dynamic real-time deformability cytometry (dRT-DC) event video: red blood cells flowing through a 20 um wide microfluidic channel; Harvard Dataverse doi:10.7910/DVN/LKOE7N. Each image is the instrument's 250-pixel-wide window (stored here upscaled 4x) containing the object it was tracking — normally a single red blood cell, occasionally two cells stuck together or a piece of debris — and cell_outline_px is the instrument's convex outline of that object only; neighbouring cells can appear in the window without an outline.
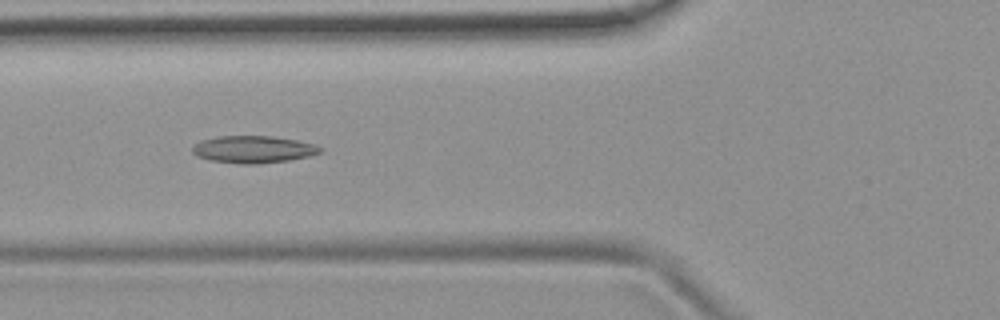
{"species": "common noctule bat (a hibernating species)", "species_latin": "Nyctalus noctula", "temperature_condition": "room temperature", "stored_images_in_passage": 53, "camera_frame_rate_fps": 3000, "um_per_image_px": 0.085, "animal": {"sex": "female", "body_mass_g": 19.9}, "frame": {"image": 1, "passage_image": 20, "time_ms": 6.333, "image_size_px": [1000, 320], "cell_outline_px": [[324, 152], [312, 156], [288, 160], [256, 164], [240, 164], [208, 160], [196, 156], [192, 152], [192, 148], [200, 140], [216, 136], [272, 136], [296, 140], [316, 144], [324, 148]], "centroid_in_image_um": [21.57, 12.7], "position_along_channel_um": 104.2, "area_um2": 20.58}}
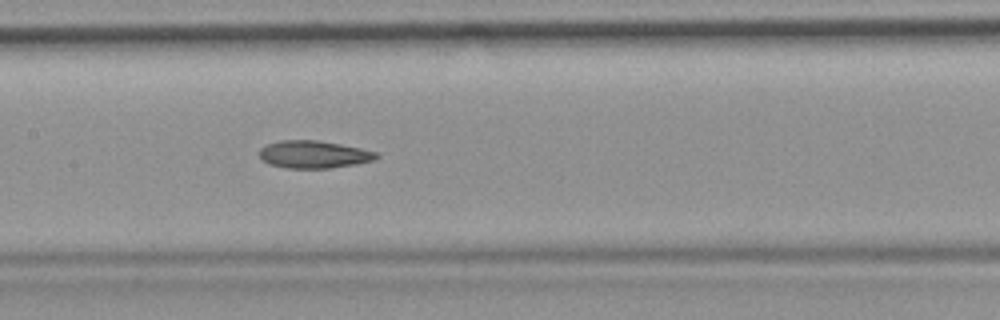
{"frame": {"image": 2, "passage_image": 26, "time_ms": 8.333, "image_size_px": [1000, 320], "cell_outline_px": [[380, 156], [372, 160], [356, 164], [328, 168], [284, 168], [268, 164], [260, 160], [260, 148], [268, 144], [280, 140], [316, 140], [340, 144], [360, 148], [376, 152]], "centroid_in_image_um": [26.62, 13.13], "position_along_channel_um": 180.8, "area_um2": 18.73}}
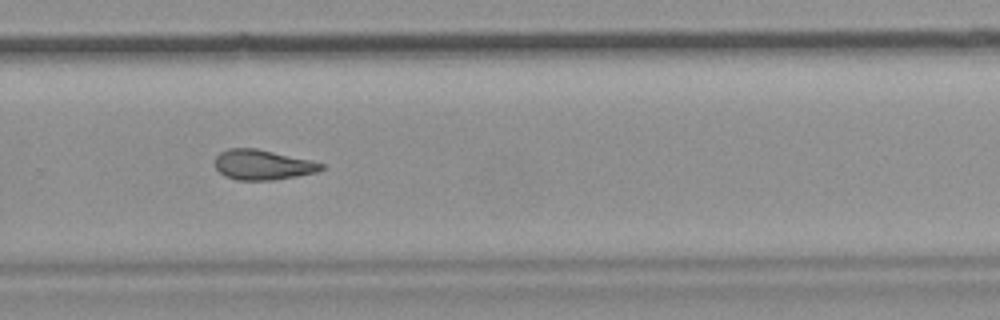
{"frame": {"image": 3, "passage_image": 36, "time_ms": 11.667, "image_size_px": [1000, 320], "cell_outline_px": [[324, 168], [316, 172], [296, 176], [272, 180], [236, 180], [224, 176], [216, 168], [216, 156], [220, 152], [228, 148], [256, 148], [308, 160], [324, 164]], "centroid_in_image_um": [22.28, 14.01], "position_along_channel_um": 307.5, "area_um2": 18.38}, "authors_computed_cell_mechanics": {"area_um2": 19.074, "velocity_mm_per_s": 3.8109, "shape_relaxation_time_tau1_ms": null, "shape_relaxation_time_tau2_ms": 5.17, "deformation_change_tau1": null, "deformation_change_tau2": 0.1345}}